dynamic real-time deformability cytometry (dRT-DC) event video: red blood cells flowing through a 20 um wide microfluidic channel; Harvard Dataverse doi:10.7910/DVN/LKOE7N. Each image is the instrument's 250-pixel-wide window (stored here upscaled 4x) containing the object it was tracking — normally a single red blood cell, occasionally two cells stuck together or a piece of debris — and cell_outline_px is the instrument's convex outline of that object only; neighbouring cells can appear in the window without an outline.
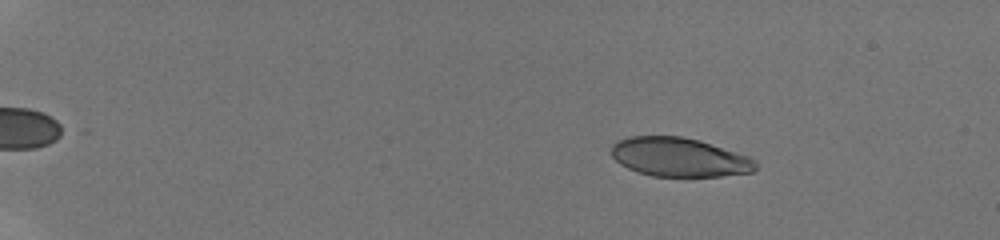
{"species": "human", "species_latin": "Homo sapiens", "temperature_condition": "room temperature", "stored_images_in_passage": 25, "camera_frame_rate_fps": 3000, "um_per_image_px": 0.085, "donor": {"sex": "male"}, "frame": {"image": 1, "passage_image": 5, "time_ms": 2.0, "image_size_px": [1000, 240], "cell_outline_px": [[756, 168], [752, 172], [720, 176], [652, 176], [636, 172], [620, 164], [612, 156], [612, 144], [616, 140], [628, 136], [680, 136], [700, 140], [748, 156], [756, 160]], "centroid_in_image_um": [57.71, 13.35], "position_along_channel_um": 27.3, "area_um2": 32.83}}
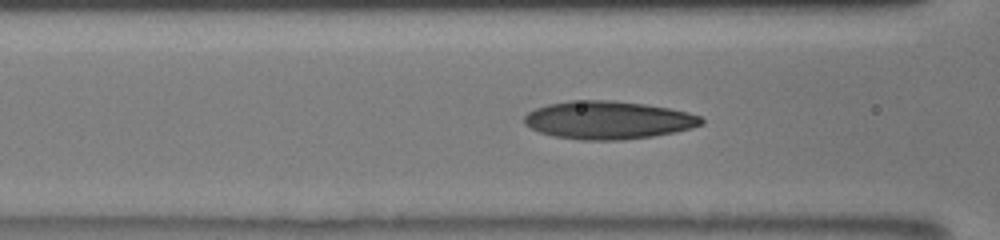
{"frame": {"image": 2, "passage_image": 19, "time_ms": 7.667, "image_size_px": [1000, 240], "cell_outline_px": [[704, 124], [692, 128], [652, 136], [624, 140], [580, 140], [552, 136], [540, 132], [524, 124], [524, 116], [528, 112], [536, 108], [548, 104], [568, 100], [612, 100], [644, 104], [668, 108], [688, 112], [700, 116], [704, 120]], "centroid_in_image_um": [51.68, 10.2], "position_along_channel_um": 114.9, "area_um2": 39.3}}
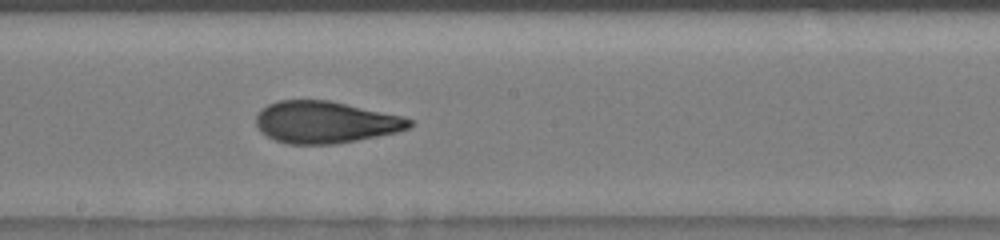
{"frame": {"image": 3, "passage_image": 25, "time_ms": 10.333, "image_size_px": [1000, 240], "cell_outline_px": [[412, 124], [408, 128], [396, 132], [336, 144], [288, 144], [276, 140], [260, 132], [256, 124], [256, 116], [260, 108], [268, 104], [280, 100], [328, 100], [404, 116], [412, 120]], "centroid_in_image_um": [27.62, 10.38], "position_along_channel_um": 220.6, "area_um2": 37.4}}